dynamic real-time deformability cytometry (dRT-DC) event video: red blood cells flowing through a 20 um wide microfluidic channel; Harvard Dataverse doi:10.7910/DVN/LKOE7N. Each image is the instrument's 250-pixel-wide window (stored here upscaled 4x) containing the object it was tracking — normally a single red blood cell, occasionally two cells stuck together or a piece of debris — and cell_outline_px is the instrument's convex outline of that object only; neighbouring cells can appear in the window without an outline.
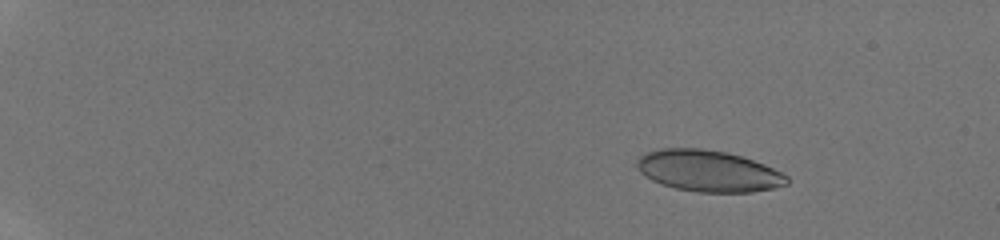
{"species": "human", "species_latin": "Homo sapiens", "temperature_condition": "room temperature", "stored_images_in_passage": 46, "camera_frame_rate_fps": 3000, "um_per_image_px": 0.085, "donor": {"sex": "male"}, "frame": {"image": 1, "passage_image": 2, "time_ms": 0.333, "image_size_px": [1000, 240], "cell_outline_px": [[788, 184], [772, 188], [752, 192], [696, 192], [676, 188], [660, 184], [644, 176], [636, 168], [636, 160], [644, 152], [660, 148], [700, 148], [728, 152], [764, 164], [788, 176]], "centroid_in_image_um": [60.15, 14.52], "position_along_channel_um": 24.8, "area_um2": 36.3}}
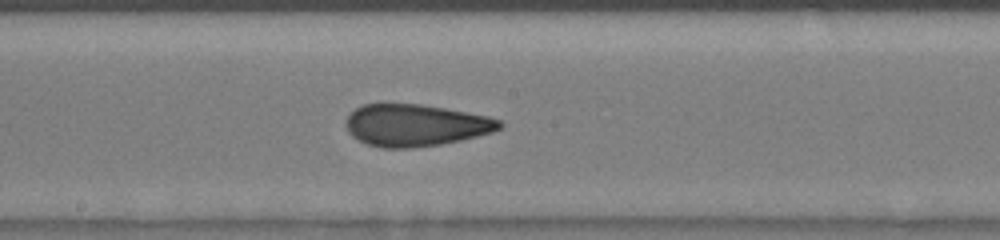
{"frame": {"image": 2, "passage_image": 26, "time_ms": 8.333, "image_size_px": [1000, 240], "cell_outline_px": [[504, 124], [500, 128], [492, 132], [460, 140], [440, 144], [408, 148], [384, 148], [368, 144], [352, 136], [348, 132], [344, 124], [348, 116], [356, 108], [364, 104], [420, 104], [444, 108], [488, 116], [500, 120]], "centroid_in_image_um": [35.31, 10.64], "position_along_channel_um": 212.9, "area_um2": 37.28}}
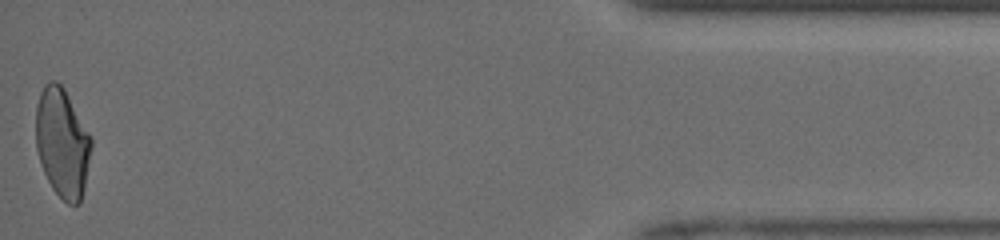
{"frame": {"image": 3, "passage_image": 46, "time_ms": 15.0, "image_size_px": [1000, 240], "cell_outline_px": [[92, 148], [84, 188], [80, 204], [68, 204], [52, 188], [44, 172], [36, 148], [36, 104], [40, 92], [44, 84], [48, 80], [56, 80], [64, 88], [92, 136]], "centroid_in_image_um": [5.3, 12.1], "position_along_channel_um": 429.9, "area_um2": 35.49}, "authors_computed_cell_mechanics": {"area_um2": 37.1365, "velocity_mm_per_s": 4.2132, "shape_relaxation_time_tau1_ms": null, "shape_relaxation_time_tau2_ms": 1.3018, "deformation_change_tau1": null, "deformation_change_tau2": 0.0857}}